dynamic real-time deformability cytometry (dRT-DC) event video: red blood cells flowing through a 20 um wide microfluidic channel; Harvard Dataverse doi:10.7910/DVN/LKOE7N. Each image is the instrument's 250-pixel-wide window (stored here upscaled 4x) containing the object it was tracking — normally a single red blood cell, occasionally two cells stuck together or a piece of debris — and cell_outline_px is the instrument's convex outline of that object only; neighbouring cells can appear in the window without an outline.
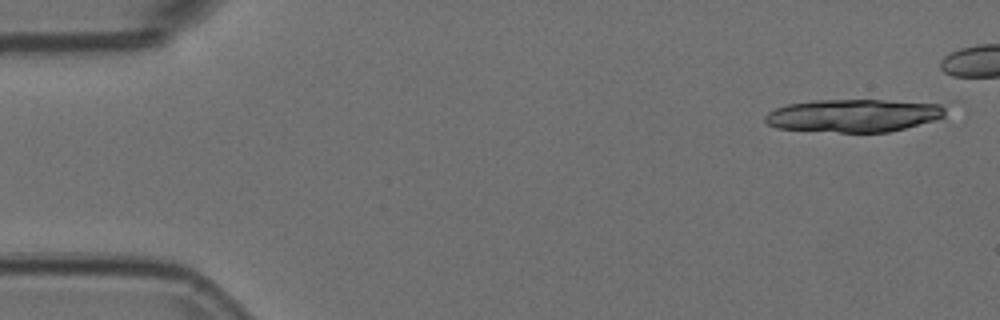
{"species": "Egyptian fruit bat (a non-hibernating species)", "species_latin": "Rousettus aegyptiacus", "temperature_condition": "room temperature", "stored_images_in_passage": 7, "camera_frame_rate_fps": 3000, "um_per_image_px": 0.085, "animal": {"sex": "female"}, "frame": {"image": 1, "passage_image": 1, "time_ms": 0.0, "image_size_px": [1000, 320], "cell_outline_px": [[960, 100], [944, 116], [932, 120], [904, 128], [888, 132], [840, 132], [776, 128], [768, 124], [764, 120], [764, 116], [768, 112], [776, 108], [788, 104], [812, 100]], "centroid_in_image_um": [72.86, 9.76], "position_along_channel_um": 12.1, "area_um2": 36.07}}